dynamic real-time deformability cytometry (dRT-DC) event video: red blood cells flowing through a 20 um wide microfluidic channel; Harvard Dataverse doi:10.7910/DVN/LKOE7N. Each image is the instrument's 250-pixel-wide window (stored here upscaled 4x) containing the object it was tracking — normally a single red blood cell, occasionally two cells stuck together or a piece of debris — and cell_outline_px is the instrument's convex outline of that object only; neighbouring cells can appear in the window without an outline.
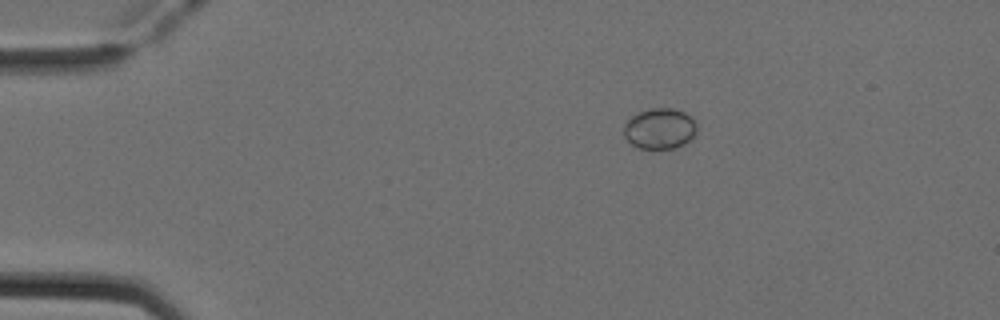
{"species": "Egyptian fruit bat (a non-hibernating species)", "species_latin": "Rousettus aegyptiacus", "temperature_condition": "cold", "stored_images_in_passage": 39, "camera_frame_rate_fps": 3000, "um_per_image_px": 0.085, "animal": {"sex": "female"}, "frame": {"image": 1, "passage_image": 2, "time_ms": 0.333, "image_size_px": [1000, 320], "cell_outline_px": [[696, 132], [684, 144], [676, 148], [640, 148], [632, 144], [624, 136], [624, 124], [632, 116], [640, 112], [652, 108], [672, 108], [684, 112], [696, 124]], "centroid_in_image_um": [56.06, 10.93], "position_along_channel_um": 28.9, "area_um2": 16.99}}
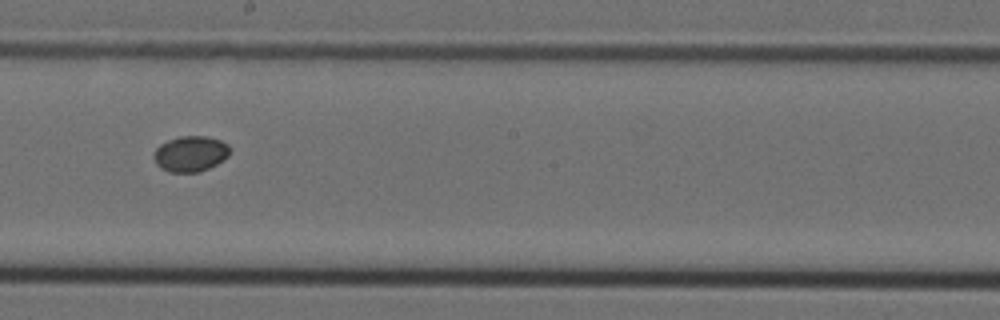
{"frame": {"image": 2, "passage_image": 22, "time_ms": 7.0, "image_size_px": [1000, 320], "cell_outline_px": [[232, 148], [228, 156], [224, 160], [200, 172], [168, 172], [160, 168], [156, 164], [152, 156], [156, 148], [160, 144], [168, 140], [180, 136], [204, 136], [220, 140], [228, 144]], "centroid_in_image_um": [16.19, 13.07], "position_along_channel_um": 232.0, "area_um2": 16.01}}
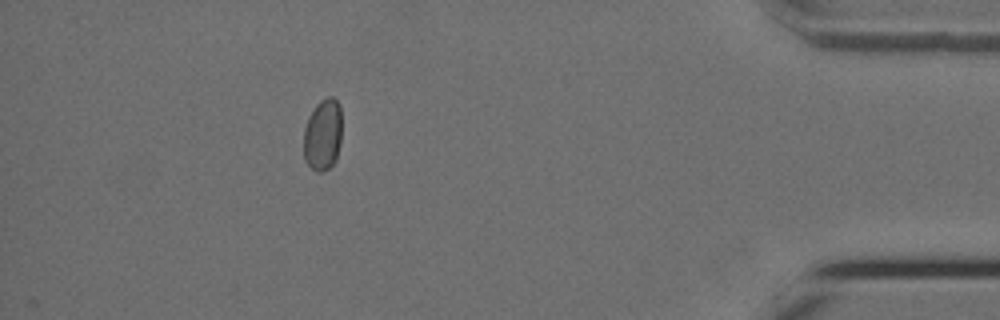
{"frame": {"image": 3, "passage_image": 39, "time_ms": 12.667, "image_size_px": [1000, 320], "cell_outline_px": [[340, 140], [336, 160], [324, 172], [316, 172], [304, 160], [304, 128], [308, 116], [316, 104], [320, 100], [328, 96], [332, 96], [340, 104]], "centroid_in_image_um": [27.42, 11.44], "position_along_channel_um": 407.8, "area_um2": 16.01}}